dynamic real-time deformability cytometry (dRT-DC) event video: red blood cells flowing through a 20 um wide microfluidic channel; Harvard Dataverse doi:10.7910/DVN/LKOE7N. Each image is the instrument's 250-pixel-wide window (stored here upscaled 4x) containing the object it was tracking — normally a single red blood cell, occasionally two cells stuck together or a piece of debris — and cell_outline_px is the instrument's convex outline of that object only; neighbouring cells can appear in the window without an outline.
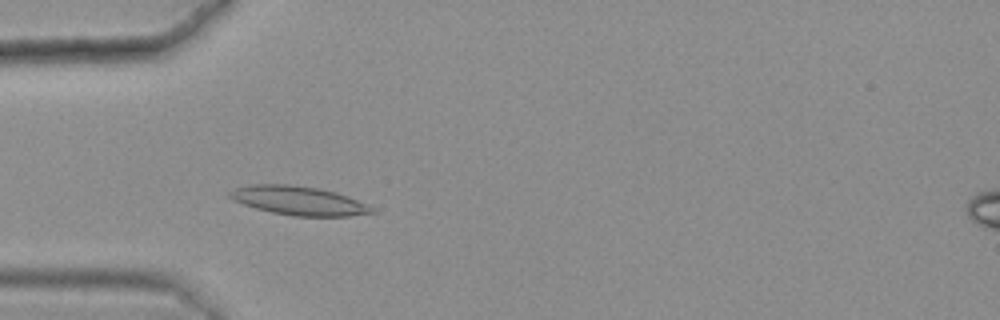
{"species": "common noctule bat (a hibernating species)", "species_latin": "Nyctalus noctula", "temperature_condition": "warm", "stored_images_in_passage": 42, "camera_frame_rate_fps": 3000, "um_per_image_px": 0.085, "animal": {"sex": "female", "body_mass_g": 25.1}, "frame": {"image": 1, "passage_image": 13, "time_ms": 4.0, "image_size_px": [1000, 320], "cell_outline_px": [[376, 212], [348, 216], [292, 216], [272, 212], [256, 208], [232, 200], [228, 196], [228, 192], [236, 188], [248, 184], [288, 184], [316, 188], [336, 192], [348, 196], [376, 208]], "centroid_in_image_um": [25.39, 17.05], "position_along_channel_um": 59.6, "area_um2": 23.93}}
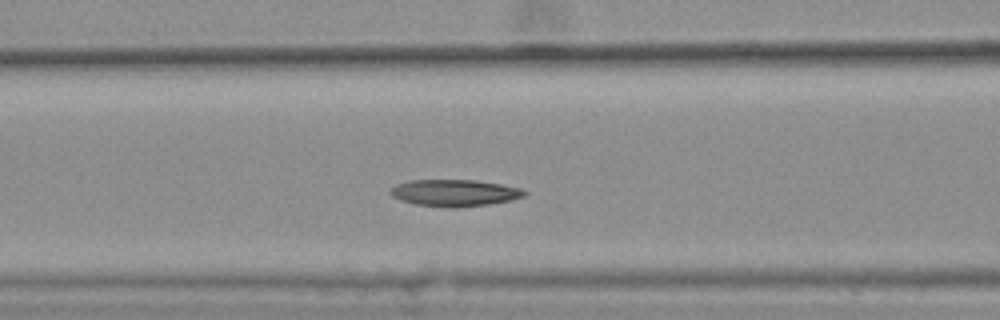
{"frame": {"image": 2, "passage_image": 19, "time_ms": 6.0, "image_size_px": [1000, 320], "cell_outline_px": [[528, 192], [524, 196], [512, 200], [488, 204], [456, 208], [452, 208], [416, 204], [400, 200], [392, 196], [388, 192], [396, 184], [412, 180], [476, 180], [500, 184], [520, 188]], "centroid_in_image_um": [38.64, 16.39], "position_along_channel_um": 128.0, "area_um2": 20.87}}
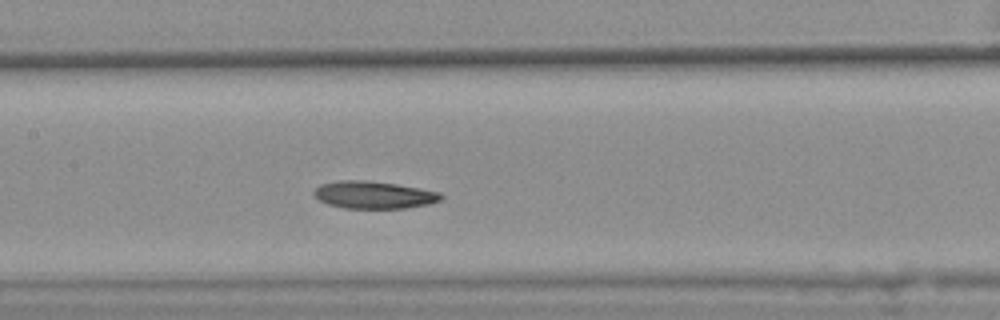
{"frame": {"image": 3, "passage_image": 23, "time_ms": 7.333, "image_size_px": [1000, 320], "cell_outline_px": [[444, 196], [440, 200], [428, 204], [404, 208], [344, 208], [328, 204], [312, 196], [312, 192], [320, 184], [340, 180], [364, 180], [396, 184], [420, 188], [440, 192]], "centroid_in_image_um": [31.75, 16.56], "position_along_channel_um": 175.7, "area_um2": 20.29}, "authors_computed_cell_mechanics": {"area_um2": 20.808, "velocity_mm_per_s": 3.5902, "shape_relaxation_time_tau1_ms": null, "shape_relaxation_time_tau2_ms": 8.2369, "deformation_change_tau1": null, "deformation_change_tau2": 0.1239}}